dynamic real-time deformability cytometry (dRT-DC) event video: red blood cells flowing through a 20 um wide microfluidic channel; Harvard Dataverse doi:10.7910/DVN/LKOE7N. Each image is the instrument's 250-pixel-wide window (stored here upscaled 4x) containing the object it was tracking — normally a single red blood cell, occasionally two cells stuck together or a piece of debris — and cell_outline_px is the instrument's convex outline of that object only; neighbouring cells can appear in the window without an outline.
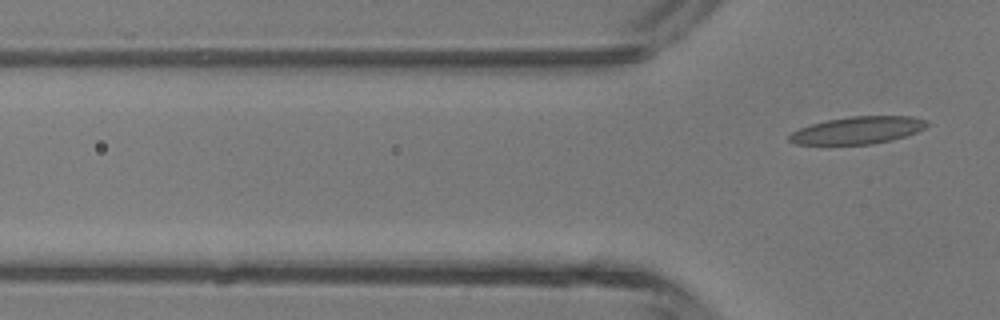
{"species": "common noctule bat (a hibernating species)", "species_latin": "Nyctalus noctula", "temperature_condition": "room temperature", "stored_images_in_passage": 6, "camera_frame_rate_fps": 3000, "um_per_image_px": 0.085, "animal": {"sex": "male", "body_mass_g": 13.3}, "frame": {"image": 1, "passage_image": 6, "time_ms": 6.667, "image_size_px": [1000, 320], "cell_outline_px": [[932, 124], [916, 132], [892, 140], [872, 144], [796, 144], [788, 140], [788, 136], [792, 132], [800, 128], [812, 124], [828, 120], [852, 116], [912, 116], [928, 120]], "centroid_in_image_um": [72.96, 11.06], "position_along_channel_um": 52.8, "area_um2": 21.85}}